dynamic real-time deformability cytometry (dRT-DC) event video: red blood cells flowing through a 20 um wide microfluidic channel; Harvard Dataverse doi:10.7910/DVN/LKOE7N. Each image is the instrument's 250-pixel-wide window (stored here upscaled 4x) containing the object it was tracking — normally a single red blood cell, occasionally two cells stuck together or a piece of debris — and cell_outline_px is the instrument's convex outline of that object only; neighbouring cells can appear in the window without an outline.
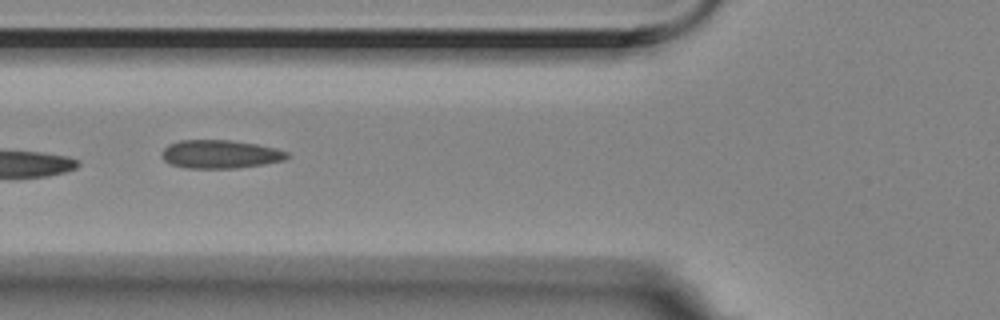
{"species": "Egyptian fruit bat (a non-hibernating species)", "species_latin": "Rousettus aegyptiacus", "temperature_condition": "room temperature", "stored_images_in_passage": 8, "camera_frame_rate_fps": 3000, "um_per_image_px": 0.085, "animal": {"sex": "female"}, "frame": {"image": 1, "passage_image": 6, "time_ms": 1.667, "image_size_px": [1000, 320], "cell_outline_px": [[288, 156], [284, 160], [236, 168], [188, 168], [172, 164], [164, 160], [164, 148], [168, 144], [180, 140], [232, 140], [256, 144], [276, 148], [288, 152]], "centroid_in_image_um": [18.72, 13.09], "position_along_channel_um": 107.1, "area_um2": 20.4}}
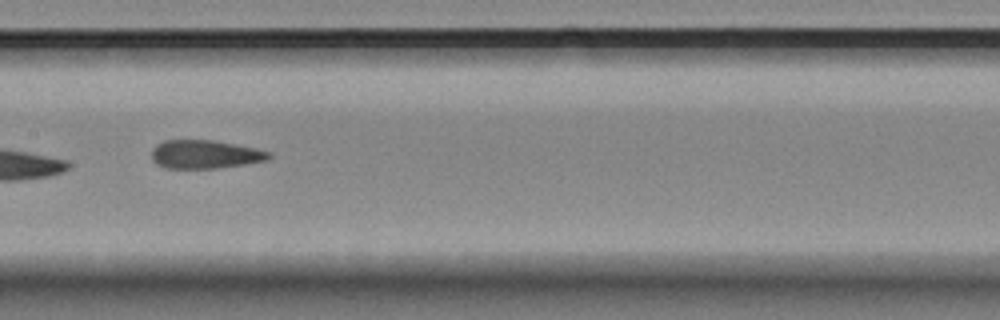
{"frame": {"image": 2, "passage_image": 8, "time_ms": 2.333, "image_size_px": [1000, 320], "cell_outline_px": [[272, 156], [268, 160], [244, 164], [216, 168], [168, 168], [156, 164], [152, 160], [152, 148], [156, 144], [164, 140], [212, 140], [236, 144], [256, 148], [272, 152]], "centroid_in_image_um": [17.43, 13.11], "position_along_channel_um": 190.0, "area_um2": 19.54}}